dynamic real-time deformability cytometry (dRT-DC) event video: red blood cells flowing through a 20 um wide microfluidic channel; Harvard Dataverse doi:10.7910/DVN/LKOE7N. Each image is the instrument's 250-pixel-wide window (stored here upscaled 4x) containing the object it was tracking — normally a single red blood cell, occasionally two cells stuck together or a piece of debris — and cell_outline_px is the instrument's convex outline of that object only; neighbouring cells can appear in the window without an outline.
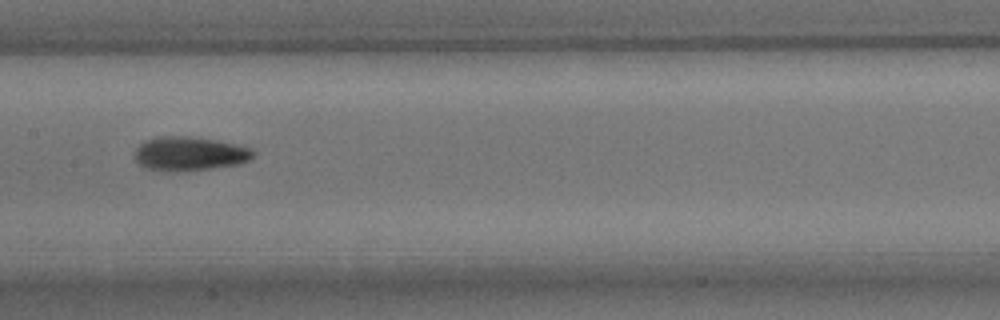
{"species": "common noctule bat (a hibernating species)", "species_latin": "Nyctalus noctula", "temperature_condition": "room temperature", "stored_images_in_passage": 13, "camera_frame_rate_fps": 3000, "um_per_image_px": 0.085, "animal": {"sex": "male", "body_mass_g": 15.6}, "frame": {"image": 1, "passage_image": 6, "time_ms": 6.667, "image_size_px": [1000, 320], "cell_outline_px": [[256, 152], [248, 160], [240, 164], [212, 168], [180, 172], [148, 168], [140, 164], [136, 160], [136, 148], [144, 140], [156, 136], [188, 136], [216, 140], [252, 148]], "centroid_in_image_um": [16.13, 13.05], "position_along_channel_um": 191.3, "area_um2": 23.41}}
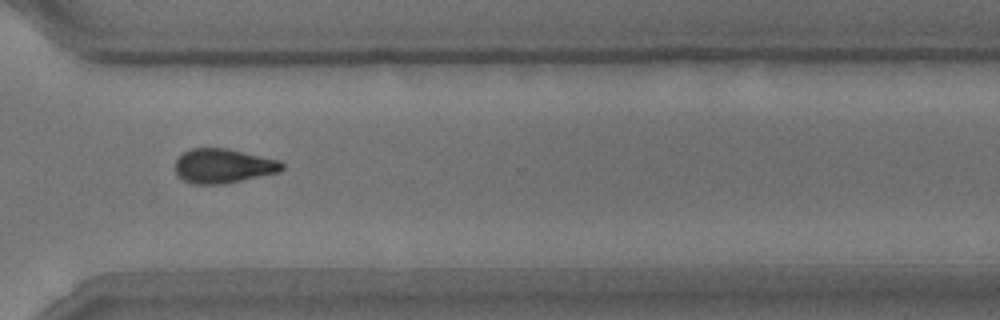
{"frame": {"image": 2, "passage_image": 10, "time_ms": 11.0, "image_size_px": [1000, 320], "cell_outline_px": [[284, 168], [280, 172], [224, 184], [192, 184], [184, 180], [176, 172], [176, 160], [184, 152], [192, 148], [228, 148], [280, 160], [284, 164]], "centroid_in_image_um": [19.01, 14.1], "position_along_channel_um": 351.6, "area_um2": 21.44}}
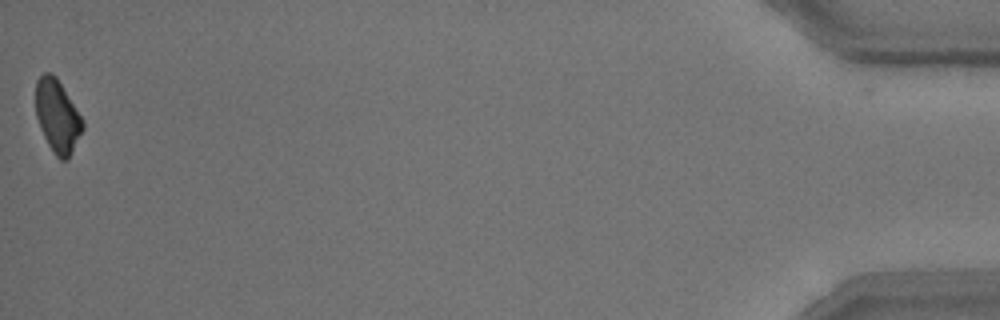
{"frame": {"image": 3, "passage_image": 13, "time_ms": 15.667, "image_size_px": [1000, 320], "cell_outline_px": [[84, 128], [68, 160], [60, 160], [56, 156], [48, 144], [44, 136], [36, 116], [36, 80], [44, 72], [52, 72], [56, 76], [84, 120]], "centroid_in_image_um": [4.89, 9.86], "position_along_channel_um": 430.3, "area_um2": 19.94}}